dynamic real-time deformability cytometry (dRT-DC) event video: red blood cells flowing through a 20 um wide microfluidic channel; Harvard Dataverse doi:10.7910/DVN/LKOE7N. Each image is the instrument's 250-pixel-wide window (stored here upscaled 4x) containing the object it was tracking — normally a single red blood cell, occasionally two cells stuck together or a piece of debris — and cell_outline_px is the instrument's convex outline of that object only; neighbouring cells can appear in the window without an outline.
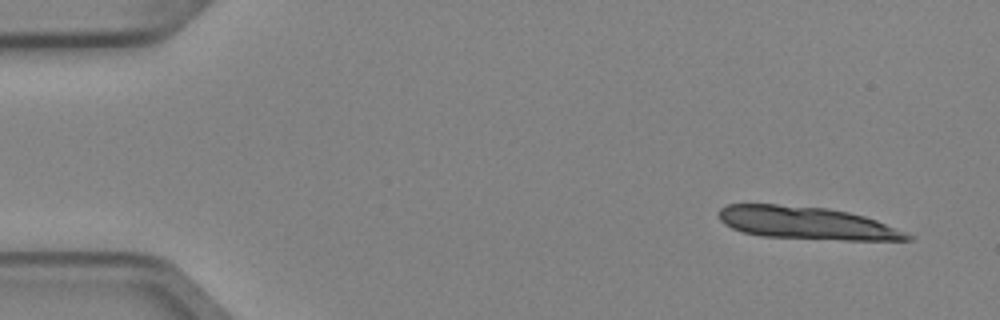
{"species": "Egyptian fruit bat (a non-hibernating species)", "species_latin": "Rousettus aegyptiacus", "temperature_condition": "cold", "stored_images_in_passage": 6, "camera_frame_rate_fps": 3000, "um_per_image_px": 0.085, "animal": {"sex": "female"}, "frame": {"image": 1, "passage_image": 1, "time_ms": 0.0, "image_size_px": [1000, 320], "cell_outline_px": [[912, 240], [844, 240], [764, 236], [744, 232], [732, 228], [724, 224], [720, 220], [720, 208], [728, 204], [776, 204], [828, 208], [848, 212], [864, 216], [876, 220], [904, 232], [912, 236]], "centroid_in_image_um": [68.54, 18.95], "position_along_channel_um": 16.5, "area_um2": 35.43}}
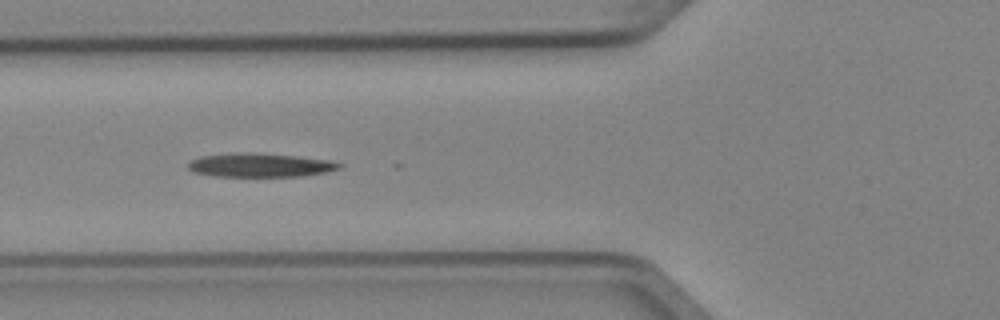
{"frame": {"image": 2, "passage_image": 5, "time_ms": 1.333, "image_size_px": [1000, 320], "cell_outline_px": [[344, 164], [340, 168], [324, 172], [300, 176], [212, 176], [192, 172], [188, 168], [188, 164], [192, 160], [200, 156], [236, 152], [248, 152], [292, 156], [332, 160]], "centroid_in_image_um": [22.07, 14.03], "position_along_channel_um": 103.7, "area_um2": 20.87}}
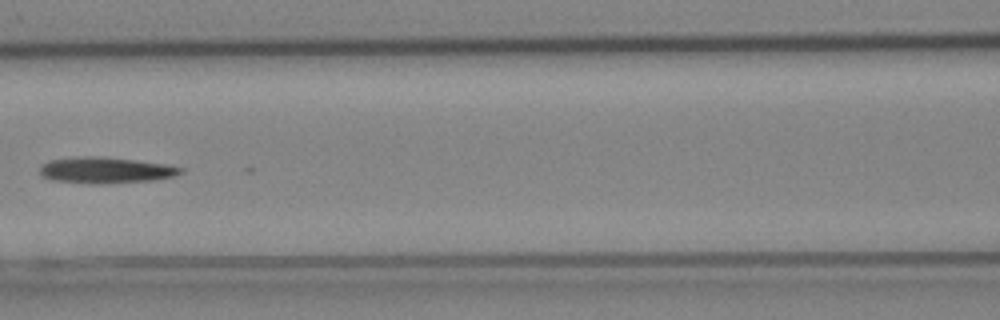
{"frame": {"image": 3, "passage_image": 6, "time_ms": 1.667, "image_size_px": [1000, 320], "cell_outline_px": [[184, 172], [172, 176], [152, 180], [100, 184], [92, 184], [52, 180], [40, 176], [40, 168], [48, 160], [88, 156], [136, 160], [164, 164], [184, 168]], "centroid_in_image_um": [8.96, 14.48], "position_along_channel_um": 157.6, "area_um2": 21.15}}